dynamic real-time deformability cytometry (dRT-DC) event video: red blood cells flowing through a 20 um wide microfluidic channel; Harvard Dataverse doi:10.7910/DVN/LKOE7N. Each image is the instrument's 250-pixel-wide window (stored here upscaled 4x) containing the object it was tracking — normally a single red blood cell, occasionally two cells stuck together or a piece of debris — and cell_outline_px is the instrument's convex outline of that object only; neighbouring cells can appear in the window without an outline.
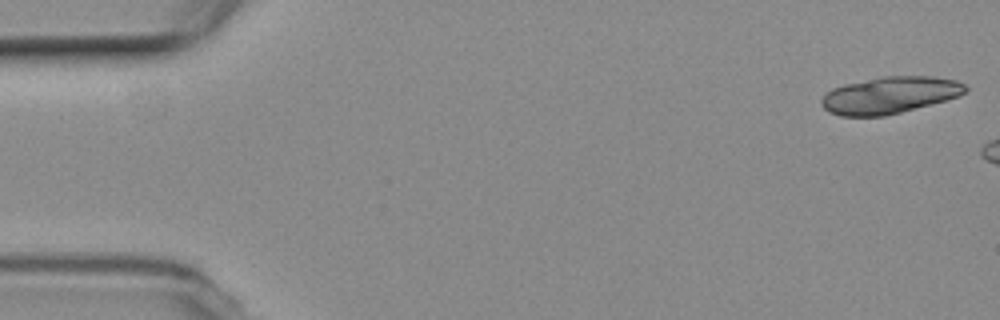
{"species": "common noctule bat (a hibernating species)", "species_latin": "Nyctalus noctula", "temperature_condition": "room temperature", "stored_images_in_passage": 4, "camera_frame_rate_fps": 3000, "um_per_image_px": 0.085, "animal": {"sex": "female", "body_mass_g": 19.3, "forearm_length_mm": 54.1}, "frame": {"image": 1, "passage_image": 1, "time_ms": 0.0, "image_size_px": [1000, 320], "cell_outline_px": [[968, 88], [960, 96], [900, 112], [884, 116], [840, 116], [828, 112], [820, 104], [820, 100], [832, 88], [844, 84], [880, 76], [932, 76], [956, 80], [964, 84]], "centroid_in_image_um": [75.6, 8.08], "position_along_channel_um": 9.4, "area_um2": 30.87}}